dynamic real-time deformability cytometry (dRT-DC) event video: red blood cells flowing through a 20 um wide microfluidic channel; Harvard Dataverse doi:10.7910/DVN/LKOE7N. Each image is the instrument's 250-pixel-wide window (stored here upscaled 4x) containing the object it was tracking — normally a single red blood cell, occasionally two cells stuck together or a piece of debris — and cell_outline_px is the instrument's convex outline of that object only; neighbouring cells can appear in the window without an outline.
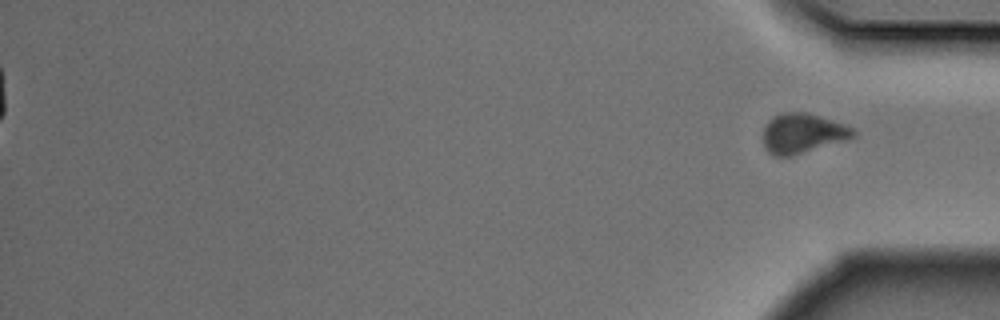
{"species": "Egyptian fruit bat (a non-hibernating species)", "species_latin": "Rousettus aegyptiacus", "temperature_condition": "cold", "stored_images_in_passage": 46, "segment_of_instrument_passage": [2, 2], "camera_frame_rate_fps": 3000, "um_per_image_px": 0.085, "animal": {"sex": "male"}, "frame": {"image": 1, "passage_image": 46, "time_ms": 15.0, "image_size_px": [1000, 320], "cell_outline_px": [[856, 136], [848, 140], [792, 156], [776, 156], [768, 152], [764, 148], [764, 128], [768, 120], [772, 116], [784, 112], [808, 112], [856, 128]], "centroid_in_image_um": [68.25, 11.33], "position_along_channel_um": 366.9, "area_um2": 21.21}}